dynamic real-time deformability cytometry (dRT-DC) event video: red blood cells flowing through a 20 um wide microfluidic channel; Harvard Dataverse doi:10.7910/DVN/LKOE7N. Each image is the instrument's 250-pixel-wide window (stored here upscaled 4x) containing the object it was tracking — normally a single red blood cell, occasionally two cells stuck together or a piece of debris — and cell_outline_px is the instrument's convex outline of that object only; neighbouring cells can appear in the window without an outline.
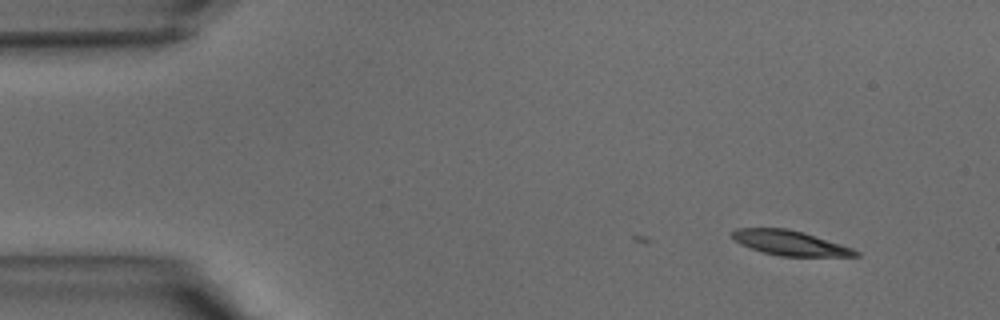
{"species": "common noctule bat (a hibernating species)", "species_latin": "Nyctalus noctula", "temperature_condition": "warm", "stored_images_in_passage": 4, "camera_frame_rate_fps": 3000, "um_per_image_px": 0.085, "animal": {"sex": "male", "body_mass_g": 15.6}, "frame": {"image": 1, "passage_image": 4, "time_ms": 1.0, "image_size_px": [1000, 320], "cell_outline_px": [[860, 256], [780, 256], [764, 252], [740, 244], [728, 232], [736, 228], [788, 228], [804, 232], [852, 248], [860, 252]], "centroid_in_image_um": [67.13, 20.64], "position_along_channel_um": 17.9, "area_um2": 17.74}}